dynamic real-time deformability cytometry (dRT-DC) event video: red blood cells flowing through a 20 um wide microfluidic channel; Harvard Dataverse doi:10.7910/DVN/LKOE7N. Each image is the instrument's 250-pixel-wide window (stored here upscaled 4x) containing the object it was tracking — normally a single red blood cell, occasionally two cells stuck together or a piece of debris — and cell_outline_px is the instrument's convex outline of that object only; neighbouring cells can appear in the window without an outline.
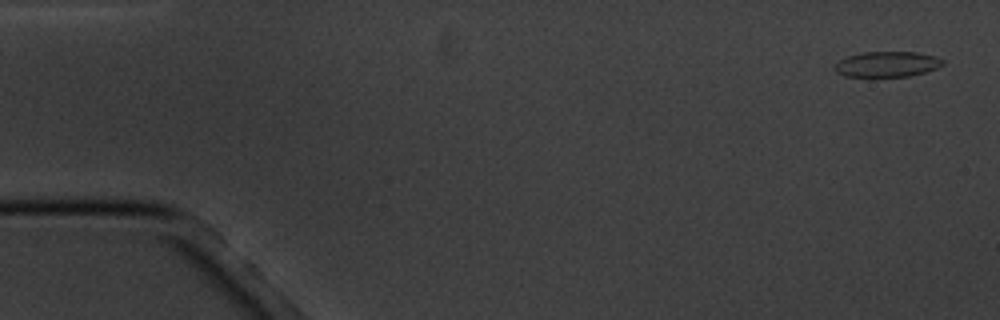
{"species": "common noctule bat (a hibernating species)", "species_latin": "Nyctalus noctula", "temperature_condition": "cold", "stored_images_in_passage": 4, "camera_frame_rate_fps": 3000, "um_per_image_px": 0.085, "animal": {"sex": "male", "body_mass_g": 20.1, "forearm_length_mm": 53.5}, "frame": {"image": 1, "passage_image": 1, "time_ms": 0.0, "image_size_px": [1000, 320], "cell_outline_px": [[944, 64], [936, 68], [924, 72], [908, 76], [844, 76], [836, 72], [836, 64], [840, 60], [848, 56], [864, 52], [916, 52], [936, 56], [944, 60]], "centroid_in_image_um": [75.43, 5.45], "position_along_channel_um": 9.6, "area_um2": 15.78}}